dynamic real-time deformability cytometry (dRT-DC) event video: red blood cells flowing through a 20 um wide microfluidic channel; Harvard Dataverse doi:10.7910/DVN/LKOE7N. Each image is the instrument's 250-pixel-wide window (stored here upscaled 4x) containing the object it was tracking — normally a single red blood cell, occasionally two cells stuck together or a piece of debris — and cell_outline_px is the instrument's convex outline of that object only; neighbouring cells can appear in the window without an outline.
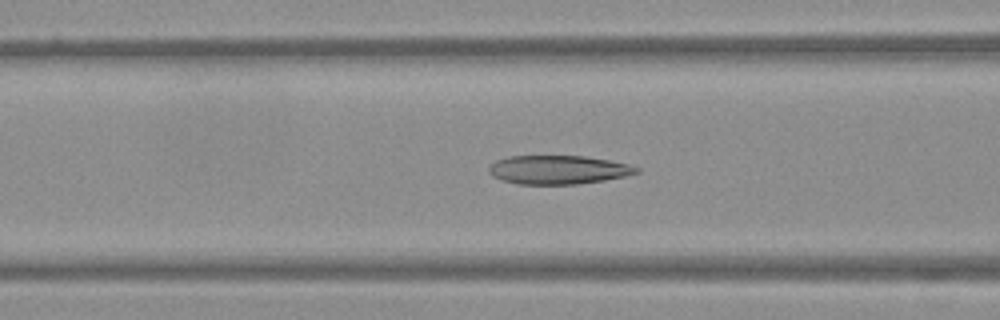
{"species": "Egyptian fruit bat (a non-hibernating species)", "species_latin": "Rousettus aegyptiacus", "temperature_condition": "warm", "stored_images_in_passage": 44, "camera_frame_rate_fps": 3000, "um_per_image_px": 0.085, "frame": {"image": 1, "passage_image": 13, "time_ms": 4.0, "image_size_px": [1000, 320], "cell_outline_px": [[640, 172], [624, 176], [604, 180], [576, 184], [516, 184], [500, 180], [492, 176], [488, 172], [488, 168], [496, 160], [508, 156], [584, 156], [608, 160], [628, 164], [640, 168]], "centroid_in_image_um": [47.41, 14.43], "position_along_channel_um": 119.2, "area_um2": 24.74}}
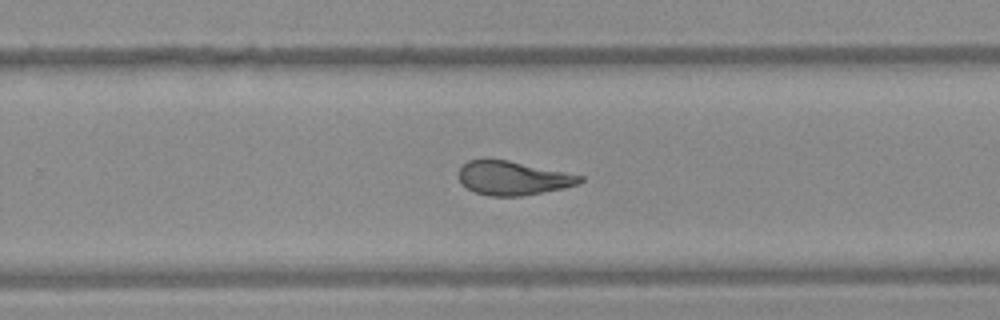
{"frame": {"image": 2, "passage_image": 26, "time_ms": 8.333, "image_size_px": [1000, 320], "cell_outline_px": [[584, 180], [576, 184], [564, 188], [520, 196], [488, 196], [476, 192], [468, 188], [456, 176], [460, 168], [468, 160], [508, 160], [584, 176]], "centroid_in_image_um": [43.59, 15.14], "position_along_channel_um": 286.2, "area_um2": 23.64}}
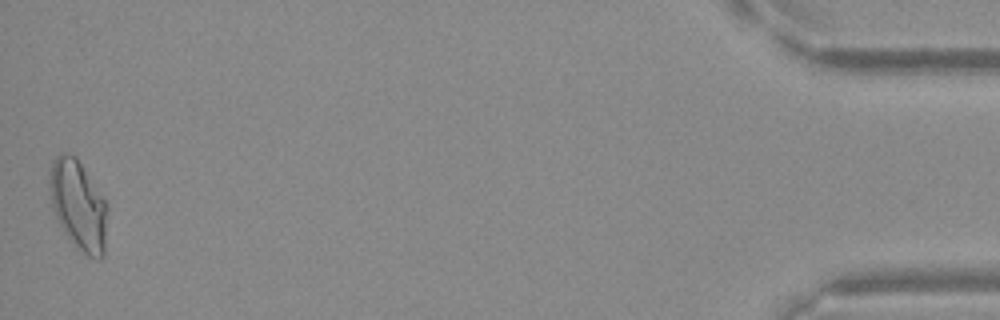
{"frame": {"image": 3, "passage_image": 44, "time_ms": 14.333, "image_size_px": [1000, 320], "cell_outline_px": [[108, 208], [104, 256], [100, 260], [96, 260], [88, 256], [76, 248], [72, 244], [64, 232], [52, 208], [48, 188], [48, 180], [52, 160], [60, 152], [68, 152], [76, 156], [104, 196]], "centroid_in_image_um": [6.66, 17.43], "position_along_channel_um": 428.5, "area_um2": 31.04}}